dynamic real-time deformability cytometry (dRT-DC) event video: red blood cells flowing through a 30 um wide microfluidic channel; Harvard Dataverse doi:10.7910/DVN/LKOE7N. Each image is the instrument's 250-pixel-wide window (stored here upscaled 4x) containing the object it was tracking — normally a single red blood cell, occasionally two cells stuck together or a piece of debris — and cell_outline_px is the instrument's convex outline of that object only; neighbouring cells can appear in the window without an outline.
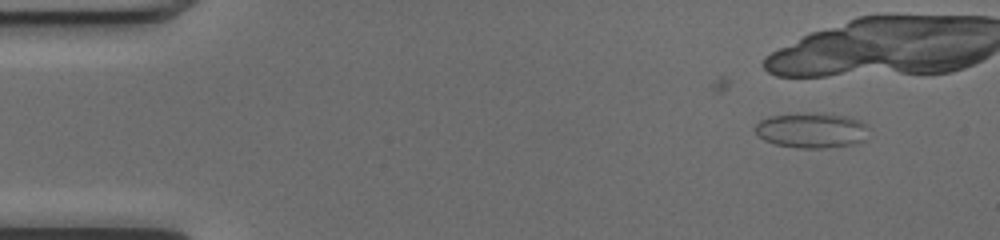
{"species": "common noctule bat (a hibernating species)", "species_latin": "Nyctalus noctula", "temperature_condition": "cold", "stored_images_in_passage": 23, "camera_frame_rate_fps": 3000, "um_per_image_px": 0.085, "animal": {"sex": "female", "body_mass_g": 17.0, "forearm_length_mm": 48.0}, "frame": {"image": 1, "passage_image": 4, "time_ms": 1.0, "image_size_px": [1000, 240], "cell_outline_px": [[868, 128], [864, 140], [848, 144], [824, 148], [796, 148], [776, 144], [764, 140], [756, 132], [756, 124], [760, 120], [772, 116], [844, 116], [860, 120]], "centroid_in_image_um": [68.97, 11.14], "position_along_channel_um": 16.0, "area_um2": 21.91}}